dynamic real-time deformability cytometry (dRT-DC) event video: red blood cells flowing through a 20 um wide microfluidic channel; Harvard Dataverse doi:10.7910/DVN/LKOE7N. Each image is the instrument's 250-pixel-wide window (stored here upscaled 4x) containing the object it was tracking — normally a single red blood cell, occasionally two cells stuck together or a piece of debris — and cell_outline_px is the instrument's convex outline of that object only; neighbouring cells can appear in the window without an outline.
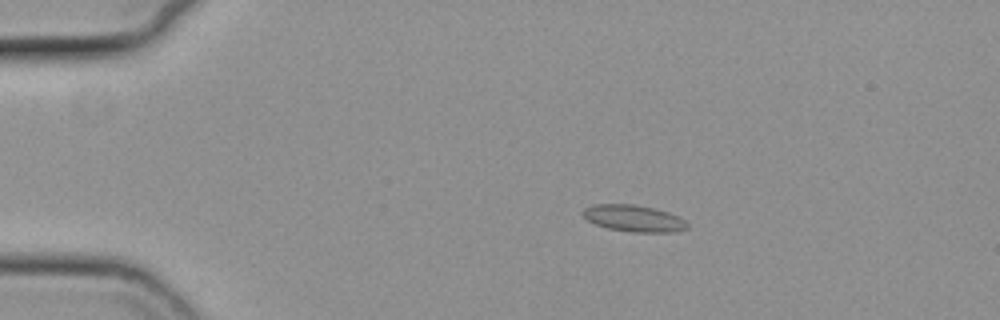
{"species": "common noctule bat (a hibernating species)", "species_latin": "Nyctalus noctula", "temperature_condition": "cold", "stored_images_in_passage": 17, "segment_of_instrument_passage": [2, 2], "camera_frame_rate_fps": 3000, "um_per_image_px": 0.085, "animal": {"sex": "female", "body_mass_g": 19.3, "forearm_length_mm": 54.1}, "frame": {"image": 1, "passage_image": 17, "time_ms": 5.333, "image_size_px": [1000, 320], "cell_outline_px": [[688, 228], [672, 232], [632, 232], [608, 228], [596, 224], [588, 220], [580, 212], [584, 208], [592, 204], [636, 204], [656, 208], [680, 216], [688, 224]], "centroid_in_image_um": [53.87, 18.54], "position_along_channel_um": 31.1, "area_um2": 16.36}}